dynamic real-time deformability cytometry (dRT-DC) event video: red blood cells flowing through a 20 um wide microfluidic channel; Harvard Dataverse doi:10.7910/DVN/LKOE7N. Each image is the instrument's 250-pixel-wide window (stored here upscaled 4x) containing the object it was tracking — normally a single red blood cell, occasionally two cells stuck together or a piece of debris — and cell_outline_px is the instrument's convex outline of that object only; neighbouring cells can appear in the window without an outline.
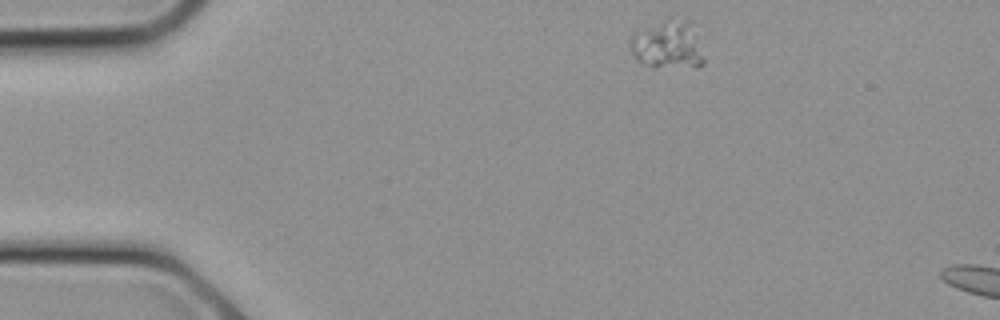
{"species": "common noctule bat (a hibernating species)", "species_latin": "Nyctalus noctula", "temperature_condition": "cold", "stored_images_in_passage": 3, "segment_of_instrument_passage": [1, 2], "camera_frame_rate_fps": 3000, "um_per_image_px": 0.085, "animal": {"sex": "female", "body_mass_g": 21.9}, "frame": {"image": 1, "passage_image": 1, "time_ms": 0.0, "image_size_px": [1000, 320], "cell_outline_px": [[704, 64], [700, 68], [652, 68], [636, 60], [628, 48], [628, 40], [632, 32], [664, 16], [672, 16], [688, 20], [704, 60]], "centroid_in_image_um": [56.64, 3.79], "position_along_channel_um": 28.4, "area_um2": 21.79}}